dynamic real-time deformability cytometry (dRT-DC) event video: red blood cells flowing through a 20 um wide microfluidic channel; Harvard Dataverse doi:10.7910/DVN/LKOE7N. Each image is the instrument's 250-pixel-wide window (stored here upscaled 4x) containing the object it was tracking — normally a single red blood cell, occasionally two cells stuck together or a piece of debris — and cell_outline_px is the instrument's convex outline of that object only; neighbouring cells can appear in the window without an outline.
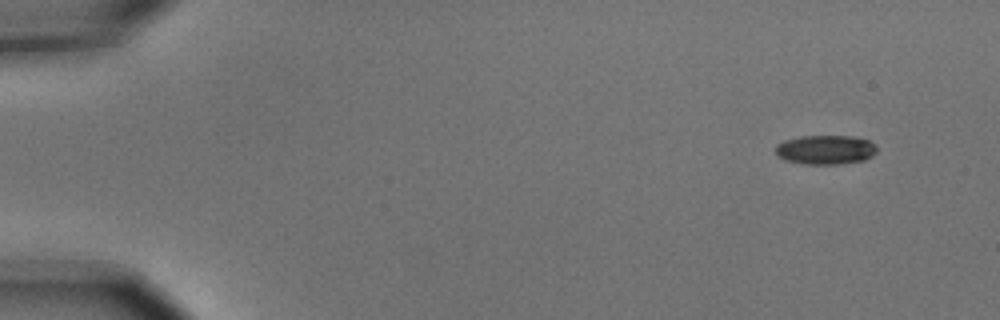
{"species": "common noctule bat (a hibernating species)", "species_latin": "Nyctalus noctula", "temperature_condition": "cold", "stored_images_in_passage": 5, "camera_frame_rate_fps": 3000, "um_per_image_px": 0.085, "animal": {"sex": "male", "body_mass_g": 15.6}, "frame": {"image": 1, "passage_image": 1, "time_ms": 0.0, "image_size_px": [1000, 320], "cell_outline_px": [[876, 152], [872, 156], [864, 160], [840, 164], [804, 164], [784, 160], [776, 156], [776, 144], [784, 140], [800, 136], [852, 136], [868, 140], [876, 144]], "centroid_in_image_um": [70.15, 12.73], "position_along_channel_um": 14.9, "area_um2": 17.46}}
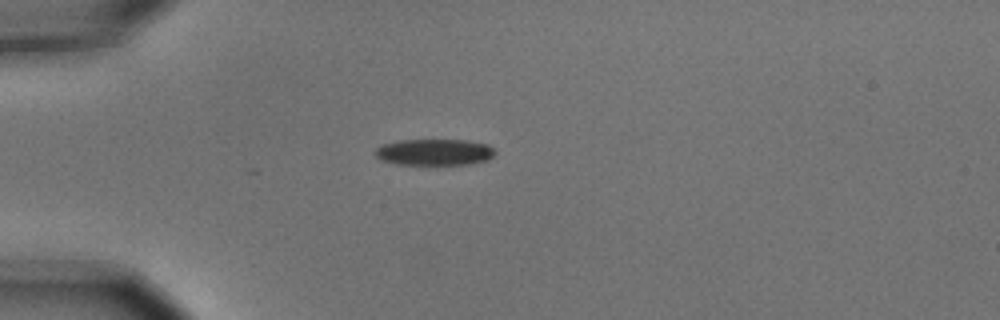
{"frame": {"image": 2, "passage_image": 4, "time_ms": 1.0, "image_size_px": [1000, 320], "cell_outline_px": [[496, 152], [488, 160], [468, 164], [396, 164], [380, 160], [372, 152], [376, 148], [384, 144], [400, 140], [468, 140], [488, 144]], "centroid_in_image_um": [36.91, 12.93], "position_along_channel_um": 48.1, "area_um2": 18.44}}
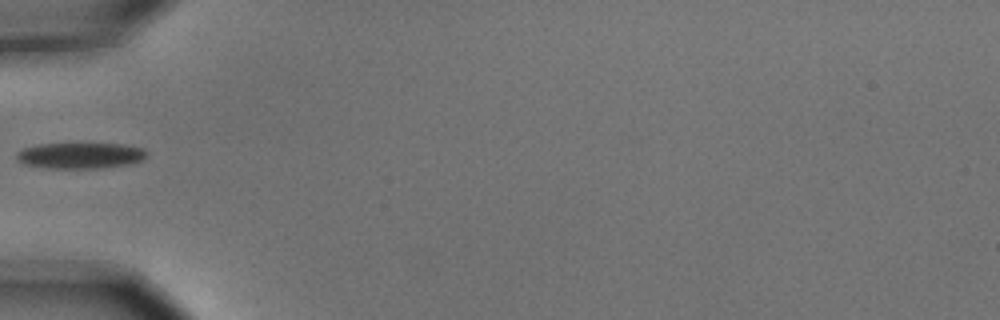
{"frame": {"image": 3, "passage_image": 5, "time_ms": 1.333, "image_size_px": [1000, 320], "cell_outline_px": [[148, 156], [140, 160], [128, 164], [100, 168], [44, 168], [24, 164], [16, 156], [16, 152], [24, 148], [40, 144], [120, 144], [144, 148], [148, 152]], "centroid_in_image_um": [6.84, 13.22], "position_along_channel_um": 78.2, "area_um2": 19.54}}